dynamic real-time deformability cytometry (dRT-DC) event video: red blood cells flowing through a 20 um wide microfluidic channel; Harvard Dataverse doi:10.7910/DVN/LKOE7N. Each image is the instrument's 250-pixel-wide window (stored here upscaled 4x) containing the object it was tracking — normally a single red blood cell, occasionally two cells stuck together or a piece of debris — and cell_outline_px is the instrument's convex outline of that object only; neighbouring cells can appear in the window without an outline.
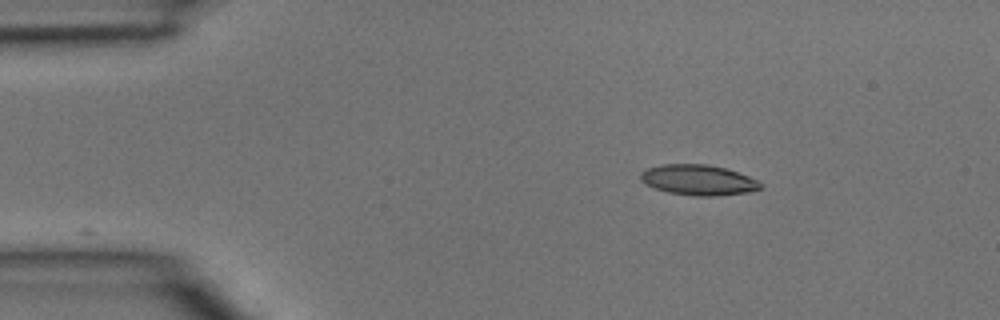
{"species": "common noctule bat (a hibernating species)", "species_latin": "Nyctalus noctula", "temperature_condition": "room temperature", "stored_images_in_passage": 19, "camera_frame_rate_fps": 3000, "um_per_image_px": 0.085, "animal": {"sex": "male", "body_mass_g": 15.6}, "frame": {"image": 1, "passage_image": 1, "time_ms": 0.0, "image_size_px": [1000, 320], "cell_outline_px": [[764, 188], [748, 192], [716, 196], [692, 196], [668, 192], [656, 188], [640, 180], [640, 172], [648, 168], [664, 164], [708, 164], [724, 168], [748, 176], [764, 184]], "centroid_in_image_um": [59.38, 15.3], "position_along_channel_um": 25.6, "area_um2": 21.21}}
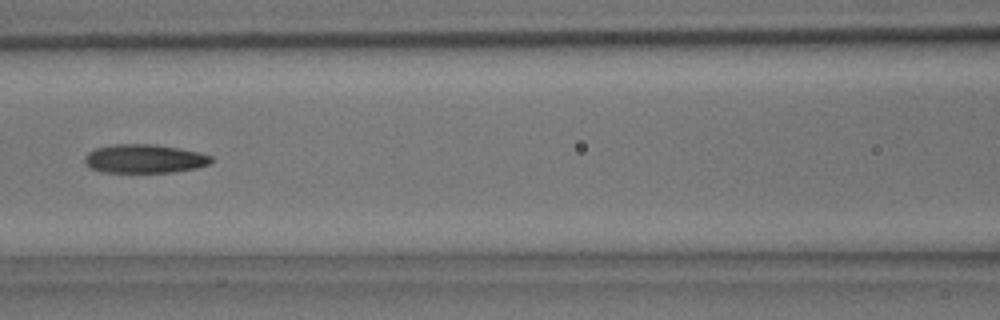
{"frame": {"image": 2, "passage_image": 14, "time_ms": 4.333, "image_size_px": [1000, 320], "cell_outline_px": [[212, 160], [208, 164], [196, 168], [172, 172], [104, 172], [88, 168], [84, 160], [84, 156], [88, 152], [96, 148], [112, 144], [156, 144], [180, 148], [200, 152], [212, 156]], "centroid_in_image_um": [12.26, 13.48], "position_along_channel_um": 154.3, "area_um2": 21.33}}
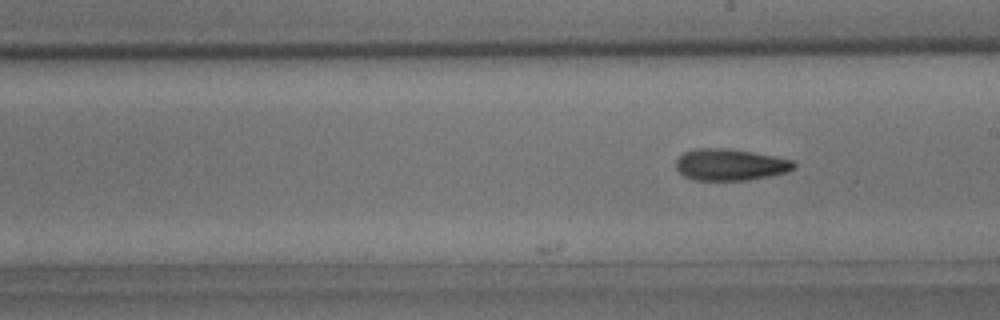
{"frame": {"image": 3, "passage_image": 19, "time_ms": 6.0, "image_size_px": [1000, 320], "cell_outline_px": [[796, 168], [788, 172], [748, 180], [692, 180], [684, 176], [676, 168], [676, 160], [684, 152], [696, 148], [724, 148], [752, 152], [792, 160], [796, 164]], "centroid_in_image_um": [62.06, 14.0], "position_along_channel_um": 226.9, "area_um2": 21.68}}